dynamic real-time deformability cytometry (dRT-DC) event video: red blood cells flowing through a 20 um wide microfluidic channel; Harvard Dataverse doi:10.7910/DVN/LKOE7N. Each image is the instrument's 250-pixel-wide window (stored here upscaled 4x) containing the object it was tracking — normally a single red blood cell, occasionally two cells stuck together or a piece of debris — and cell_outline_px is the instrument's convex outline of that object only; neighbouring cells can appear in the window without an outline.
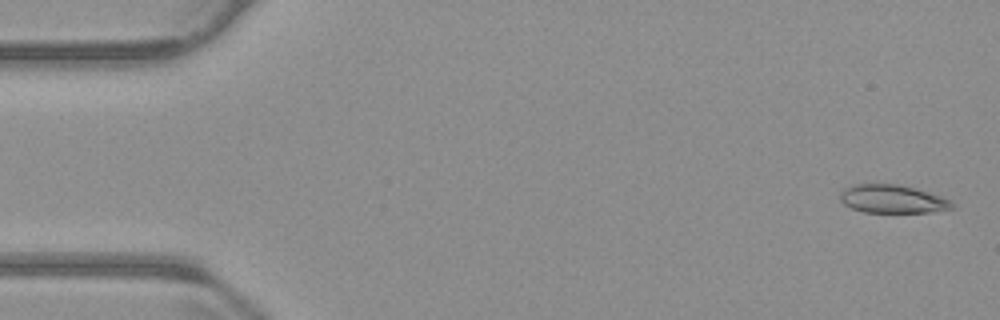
{"species": "common noctule bat (a hibernating species)", "species_latin": "Nyctalus noctula", "temperature_condition": "warm", "stored_images_in_passage": 54, "camera_frame_rate_fps": 3000, "um_per_image_px": 0.085, "animal": {"sex": "male", "body_mass_g": 23.1, "forearm_length_mm": 52.7}, "frame": {"image": 1, "passage_image": 1, "time_ms": 0.0, "image_size_px": [1000, 320], "cell_outline_px": [[956, 208], [932, 212], [864, 212], [852, 208], [844, 204], [840, 200], [840, 192], [844, 188], [852, 184], [900, 184], [940, 196], [948, 200]], "centroid_in_image_um": [75.82, 16.91], "position_along_channel_um": 9.2, "area_um2": 18.32}}
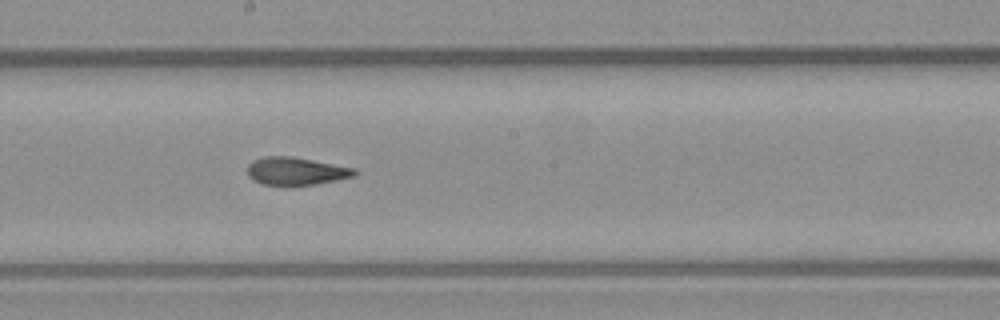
{"frame": {"image": 2, "passage_image": 29, "time_ms": 9.333, "image_size_px": [1000, 320], "cell_outline_px": [[360, 172], [356, 176], [316, 184], [292, 188], [260, 184], [248, 176], [248, 164], [252, 160], [264, 156], [292, 156], [356, 168]], "centroid_in_image_um": [25.17, 14.58], "position_along_channel_um": 223.0, "area_um2": 18.15}}
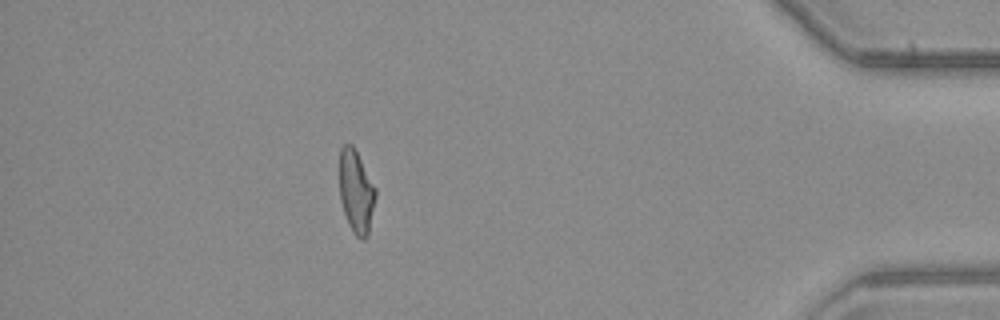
{"frame": {"image": 3, "passage_image": 48, "time_ms": 15.667, "image_size_px": [1000, 320], "cell_outline_px": [[376, 196], [368, 236], [364, 240], [360, 240], [352, 232], [348, 224], [340, 200], [340, 148], [344, 144], [352, 144], [376, 188]], "centroid_in_image_um": [30.28, 16.33], "position_along_channel_um": 404.9, "area_um2": 17.46}, "authors_computed_cell_mechanics": {"area_um2": 18.1492, "velocity_mm_per_s": 3.7285, "shape_relaxation_time_tau1_ms": null, "shape_relaxation_time_tau2_ms": 2.8939, "deformation_change_tau1": null, "deformation_change_tau2": 0.1073}}